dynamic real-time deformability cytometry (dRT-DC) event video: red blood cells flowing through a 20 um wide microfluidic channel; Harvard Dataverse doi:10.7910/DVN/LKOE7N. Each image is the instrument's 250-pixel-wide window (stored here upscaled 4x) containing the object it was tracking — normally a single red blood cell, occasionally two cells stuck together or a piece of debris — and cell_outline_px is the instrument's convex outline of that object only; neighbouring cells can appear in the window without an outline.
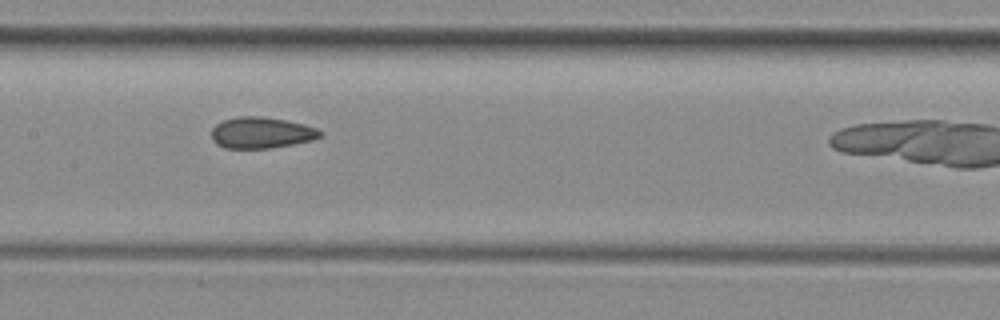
{"species": "common noctule bat (a hibernating species)", "species_latin": "Nyctalus noctula", "temperature_condition": "room temperature", "stored_images_in_passage": 19, "camera_frame_rate_fps": 3000, "um_per_image_px": 0.085, "animal": {"sex": "female", "body_mass_g": 29.2, "forearm_length_mm": 56.3}, "frame": {"image": 1, "passage_image": 9, "time_ms": 2.667, "image_size_px": [1000, 320], "cell_outline_px": [[324, 136], [312, 140], [292, 144], [268, 148], [224, 148], [216, 144], [212, 140], [212, 128], [216, 124], [224, 120], [240, 116], [264, 116], [304, 124], [316, 128], [324, 132]], "centroid_in_image_um": [22.23, 11.28], "position_along_channel_um": 185.2, "area_um2": 19.83}}